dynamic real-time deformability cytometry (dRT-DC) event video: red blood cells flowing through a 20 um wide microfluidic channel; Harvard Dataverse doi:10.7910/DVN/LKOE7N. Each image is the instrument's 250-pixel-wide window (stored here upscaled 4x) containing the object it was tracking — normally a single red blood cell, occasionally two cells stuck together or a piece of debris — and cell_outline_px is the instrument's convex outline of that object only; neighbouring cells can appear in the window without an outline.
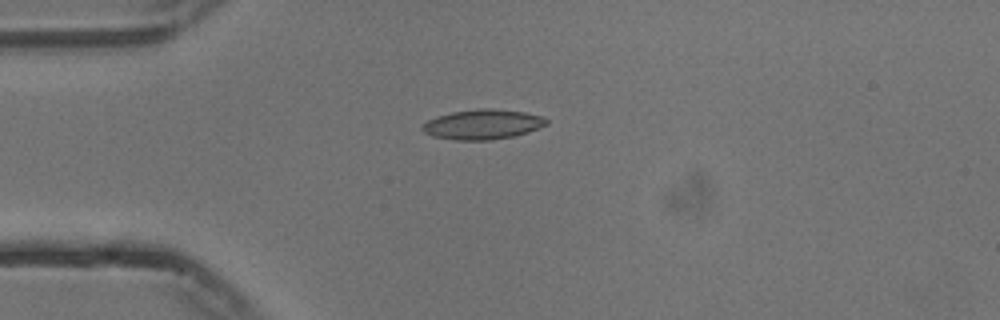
{"species": "common noctule bat (a hibernating species)", "species_latin": "Nyctalus noctula", "temperature_condition": "cold", "stored_images_in_passage": 42, "camera_frame_rate_fps": 3000, "um_per_image_px": 0.085, "animal": {"sex": "male", "body_mass_g": 13.3}, "frame": {"image": 1, "passage_image": 1, "time_ms": 0.0, "image_size_px": [1000, 320], "cell_outline_px": [[548, 124], [528, 132], [512, 136], [488, 140], [456, 140], [432, 136], [424, 132], [420, 128], [428, 120], [436, 116], [452, 112], [480, 108], [492, 108], [524, 112], [544, 116], [548, 120]], "centroid_in_image_um": [41.03, 10.56], "position_along_channel_um": 44.0, "area_um2": 21.62}}
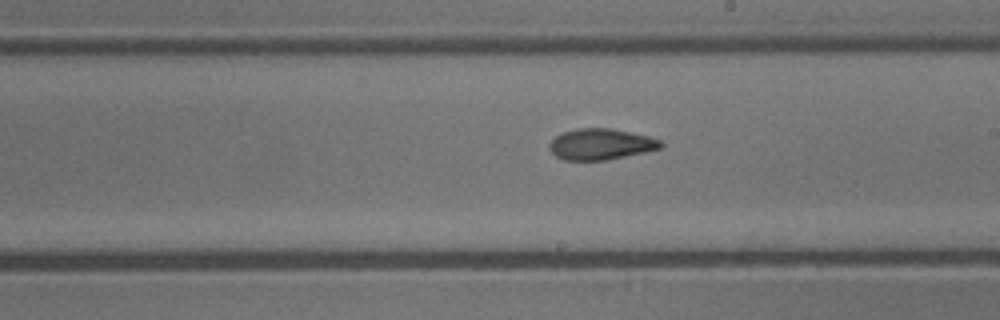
{"frame": {"image": 2, "passage_image": 18, "time_ms": 5.667, "image_size_px": [1000, 320], "cell_outline_px": [[664, 144], [660, 148], [644, 152], [604, 160], [564, 160], [556, 156], [548, 148], [548, 144], [556, 136], [564, 132], [576, 128], [612, 128], [648, 136], [660, 140]], "centroid_in_image_um": [51.04, 12.25], "position_along_channel_um": 238.0, "area_um2": 20.0}}
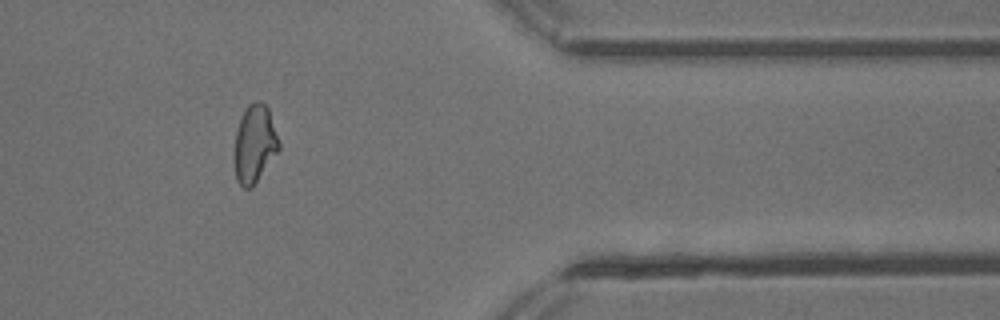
{"frame": {"image": 3, "passage_image": 32, "time_ms": 10.333, "image_size_px": [1000, 320], "cell_outline_px": [[280, 148], [252, 188], [244, 188], [236, 180], [232, 160], [232, 156], [236, 132], [244, 108], [248, 104], [256, 100], [260, 100], [268, 108], [280, 144]], "centroid_in_image_um": [21.6, 12.24], "position_along_channel_um": 389.8, "area_um2": 20.52}, "authors_computed_cell_mechanics": {"area_um2": 20.4034, "velocity_mm_per_s": 3.7491, "shape_relaxation_time_tau1_ms": null, "shape_relaxation_time_tau2_ms": 3.4936, "deformation_change_tau1": null, "deformation_change_tau2": 0.1039}}